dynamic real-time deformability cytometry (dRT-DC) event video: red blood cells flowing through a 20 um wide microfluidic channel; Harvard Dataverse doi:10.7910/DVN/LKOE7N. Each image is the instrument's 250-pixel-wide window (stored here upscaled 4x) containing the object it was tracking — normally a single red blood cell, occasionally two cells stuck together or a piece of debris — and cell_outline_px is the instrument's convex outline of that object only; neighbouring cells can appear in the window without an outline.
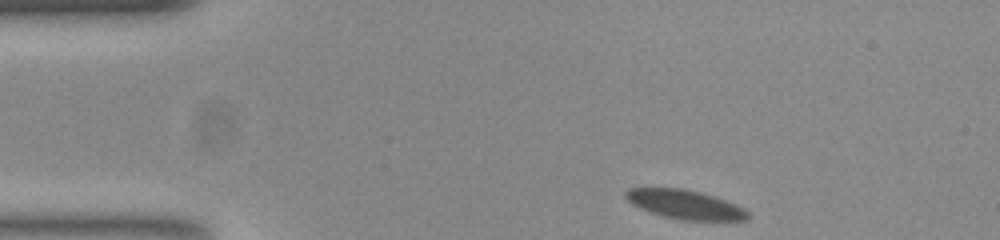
{"species": "common noctule bat (a hibernating species)", "species_latin": "Nyctalus noctula", "temperature_condition": "room temperature", "stored_images_in_passage": 48, "camera_frame_rate_fps": 3000, "um_per_image_px": 0.085, "animal": {"sex": "female", "body_mass_g": 23.0, "forearm_length_mm": 53.4}, "frame": {"image": 1, "passage_image": 1, "time_ms": 0.0, "image_size_px": [1000, 240], "cell_outline_px": [[748, 216], [744, 220], [684, 220], [664, 216], [640, 208], [632, 204], [624, 196], [624, 192], [628, 188], [680, 188], [700, 192], [724, 200], [744, 208], [748, 212]], "centroid_in_image_um": [58.19, 17.37], "position_along_channel_um": 26.8, "area_um2": 20.29}}
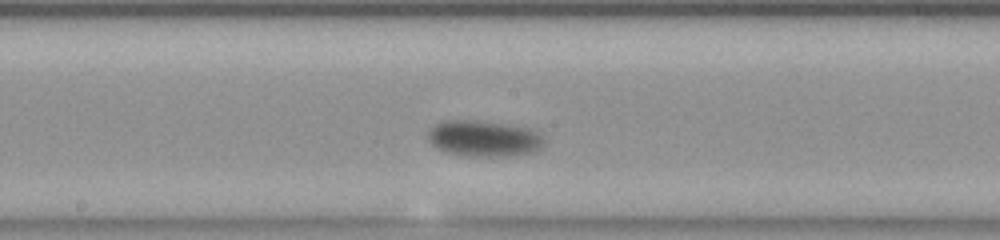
{"frame": {"image": 2, "passage_image": 21, "time_ms": 6.667, "image_size_px": [1000, 240], "cell_outline_px": [[544, 144], [536, 152], [508, 156], [468, 156], [444, 152], [436, 148], [428, 140], [428, 132], [436, 124], [444, 120], [480, 120], [532, 128], [544, 140]], "centroid_in_image_um": [41.13, 11.77], "position_along_channel_um": 207.1, "area_um2": 24.62}}
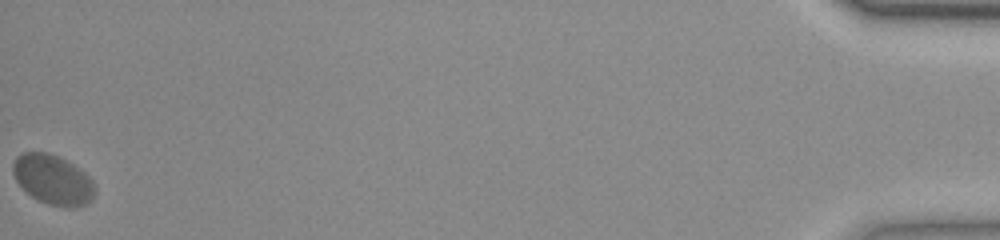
{"frame": {"image": 3, "passage_image": 48, "time_ms": 15.667, "image_size_px": [1000, 240], "cell_outline_px": [[96, 192], [92, 200], [84, 204], [72, 208], [64, 208], [48, 204], [36, 200], [16, 180], [12, 172], [12, 164], [16, 156], [24, 152], [48, 152], [80, 168], [92, 180], [96, 188]], "centroid_in_image_um": [4.51, 15.28], "position_along_channel_um": 430.7, "area_um2": 23.81}, "authors_computed_cell_mechanics": {"area_um2": 22.9755, "velocity_mm_per_s": 3.6456, "shape_relaxation_time_tau1_ms": 3.1949, "shape_relaxation_time_tau2_ms": null, "deformation_change_tau1": 0.1131, "deformation_change_tau2": null}}